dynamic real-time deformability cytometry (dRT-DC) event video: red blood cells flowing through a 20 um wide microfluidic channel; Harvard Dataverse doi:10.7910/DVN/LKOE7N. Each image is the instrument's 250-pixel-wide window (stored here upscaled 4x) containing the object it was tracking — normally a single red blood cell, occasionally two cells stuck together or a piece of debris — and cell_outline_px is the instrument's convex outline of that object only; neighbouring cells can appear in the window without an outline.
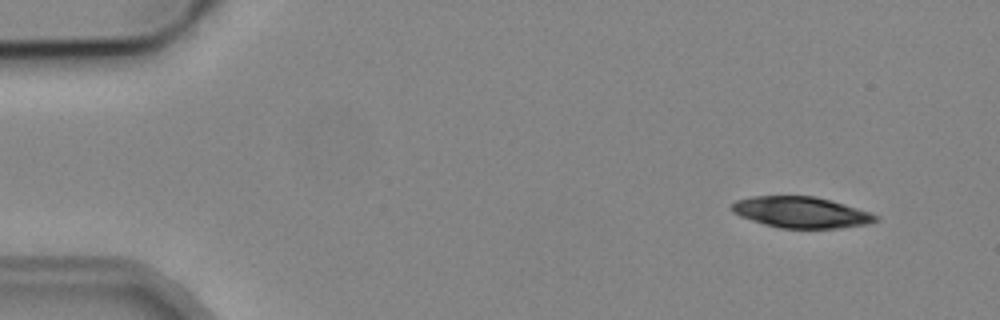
{"species": "common noctule bat (a hibernating species)", "species_latin": "Nyctalus noctula", "temperature_condition": "cold", "stored_images_in_passage": 5, "camera_frame_rate_fps": 3000, "um_per_image_px": 0.085, "animal": {"sex": "male", "body_mass_g": 19.2, "forearm_length_mm": 51.8}, "frame": {"image": 1, "passage_image": 2, "time_ms": 1.0, "image_size_px": [1000, 320], "cell_outline_px": [[880, 220], [868, 224], [840, 228], [780, 228], [764, 224], [740, 216], [732, 212], [732, 204], [736, 200], [752, 196], [816, 196], [844, 204], [880, 216]], "centroid_in_image_um": [68.11, 18.05], "position_along_channel_um": 16.9, "area_um2": 26.01}}